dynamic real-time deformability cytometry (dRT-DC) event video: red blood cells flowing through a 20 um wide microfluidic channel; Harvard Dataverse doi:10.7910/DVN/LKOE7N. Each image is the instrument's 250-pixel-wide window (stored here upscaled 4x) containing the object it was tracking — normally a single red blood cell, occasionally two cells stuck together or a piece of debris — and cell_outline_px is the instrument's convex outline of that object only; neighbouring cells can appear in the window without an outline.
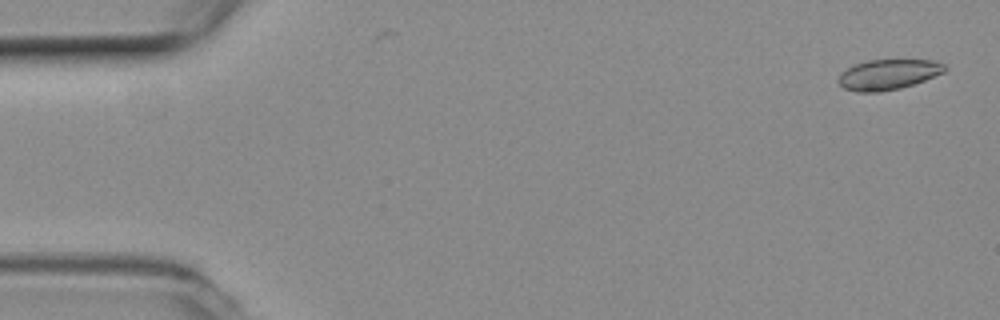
{"species": "common noctule bat (a hibernating species)", "species_latin": "Nyctalus noctula", "temperature_condition": "room temperature", "stored_images_in_passage": 5, "camera_frame_rate_fps": 3000, "um_per_image_px": 0.085, "animal": {"sex": "female", "body_mass_g": 19.3, "forearm_length_mm": 54.1}, "frame": {"image": 1, "passage_image": 2, "time_ms": 0.333, "image_size_px": [1000, 320], "cell_outline_px": [[948, 68], [944, 72], [924, 80], [900, 88], [880, 92], [856, 92], [844, 88], [836, 80], [840, 72], [856, 64], [868, 60], [932, 60], [944, 64]], "centroid_in_image_um": [75.47, 6.33], "position_along_channel_um": 9.5, "area_um2": 18.73}}